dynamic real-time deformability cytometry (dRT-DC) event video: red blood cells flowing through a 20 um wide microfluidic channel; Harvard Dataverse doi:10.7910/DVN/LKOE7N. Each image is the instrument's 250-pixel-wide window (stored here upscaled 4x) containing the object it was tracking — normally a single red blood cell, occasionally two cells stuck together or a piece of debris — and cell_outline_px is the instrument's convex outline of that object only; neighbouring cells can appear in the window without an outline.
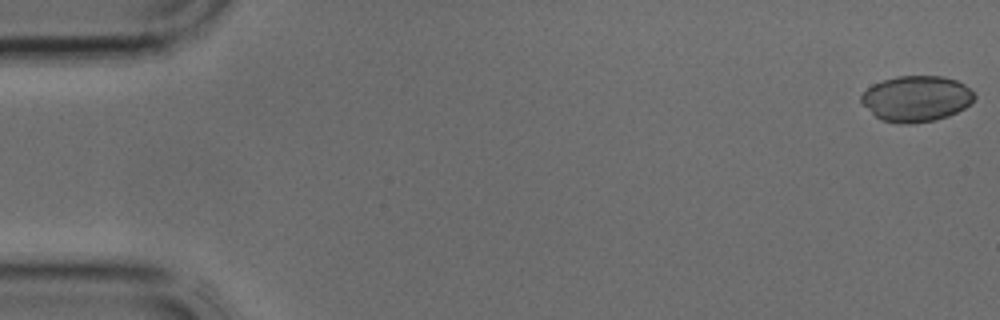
{"species": "common noctule bat (a hibernating species)", "species_latin": "Nyctalus noctula", "temperature_condition": "cold", "stored_images_in_passage": 40, "camera_frame_rate_fps": 3000, "um_per_image_px": 0.085, "animal": {"sex": "male", "body_mass_g": 17.9, "forearm_length_mm": 54.2}, "frame": {"image": 1, "passage_image": 1, "time_ms": 0.0, "image_size_px": [1000, 320], "cell_outline_px": [[976, 96], [964, 108], [948, 116], [936, 120], [908, 124], [900, 124], [880, 120], [860, 100], [860, 96], [872, 84], [896, 76], [944, 76], [956, 80], [964, 84]], "centroid_in_image_um": [77.88, 8.38], "position_along_channel_um": 7.1, "area_um2": 30.06}}
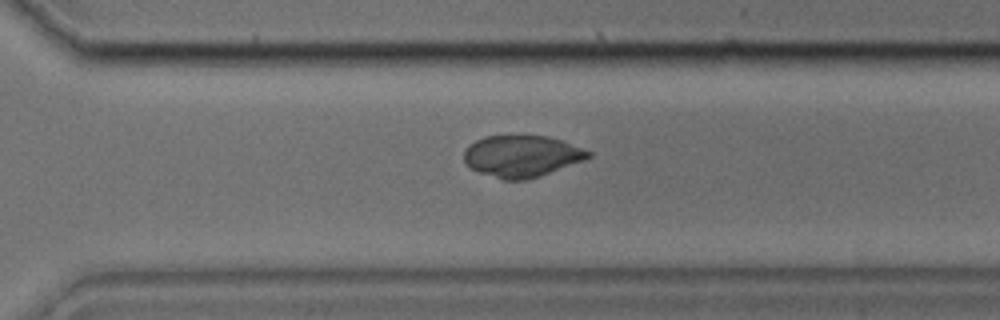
{"frame": {"image": 2, "passage_image": 28, "time_ms": 9.0, "image_size_px": [1000, 320], "cell_outline_px": [[592, 156], [588, 160], [528, 180], [504, 180], [480, 172], [464, 164], [464, 152], [468, 144], [484, 136], [548, 136], [560, 140], [592, 152]], "centroid_in_image_um": [44.37, 13.28], "position_along_channel_um": 326.2, "area_um2": 30.35}}
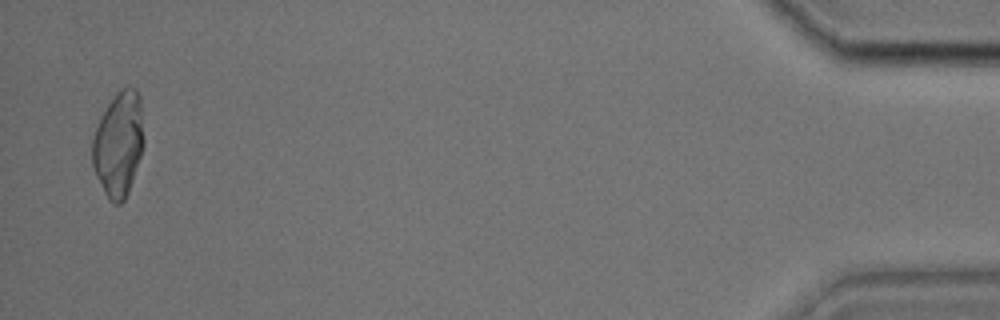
{"frame": {"image": 3, "passage_image": 39, "time_ms": 12.667, "image_size_px": [1000, 320], "cell_outline_px": [[144, 144], [128, 192], [124, 200], [120, 204], [112, 204], [108, 200], [92, 168], [92, 140], [100, 116], [116, 92], [120, 88], [128, 84], [136, 88], [140, 96], [144, 140]], "centroid_in_image_um": [10.07, 12.21], "position_along_channel_um": 425.1, "area_um2": 31.79}}